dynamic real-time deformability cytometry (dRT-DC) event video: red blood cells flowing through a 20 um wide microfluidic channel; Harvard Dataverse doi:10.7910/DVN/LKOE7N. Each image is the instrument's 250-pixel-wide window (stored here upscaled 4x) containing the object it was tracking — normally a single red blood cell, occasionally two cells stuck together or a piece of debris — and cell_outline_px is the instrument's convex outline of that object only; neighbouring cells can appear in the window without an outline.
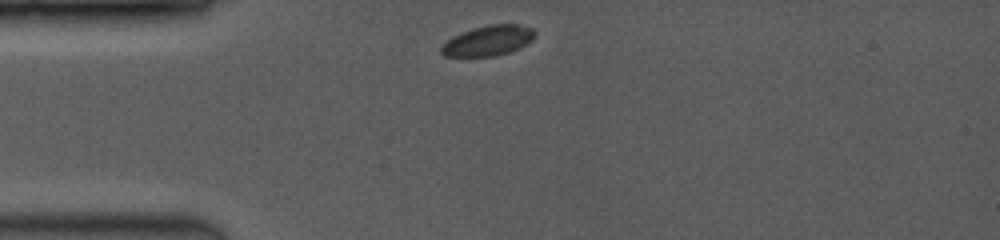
{"species": "common noctule bat (a hibernating species)", "species_latin": "Nyctalus noctula", "temperature_condition": "room temperature", "stored_images_in_passage": 39, "camera_frame_rate_fps": 3500, "um_per_image_px": 0.085, "animal": {"sex": "female", "body_mass_g": 19.0, "forearm_length_mm": 53.3}, "frame": {"image": 1, "passage_image": 1, "time_ms": 0.0, "image_size_px": [1000, 240], "cell_outline_px": [[536, 32], [532, 40], [508, 52], [492, 56], [444, 56], [440, 52], [440, 48], [452, 36], [460, 32], [472, 28], [488, 24], [516, 24], [532, 28]], "centroid_in_image_um": [41.46, 3.44], "position_along_channel_um": 43.5, "area_um2": 16.3}}
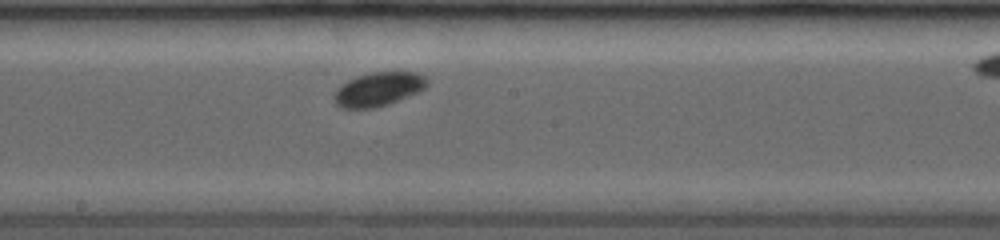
{"frame": {"image": 2, "passage_image": 22, "time_ms": 4.857, "image_size_px": [1000, 240], "cell_outline_px": [[428, 84], [424, 88], [416, 92], [388, 104], [372, 108], [340, 108], [336, 104], [332, 96], [348, 80], [356, 76], [372, 72], [416, 72], [424, 76], [428, 80]], "centroid_in_image_um": [32.15, 7.57], "position_along_channel_um": 216.0, "area_um2": 18.03}}
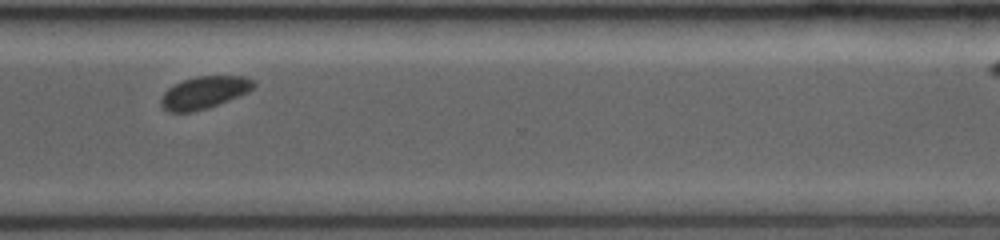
{"frame": {"image": 3, "passage_image": 38, "time_ms": 8.286, "image_size_px": [1000, 240], "cell_outline_px": [[256, 84], [248, 92], [208, 108], [192, 112], [168, 112], [160, 104], [160, 100], [164, 92], [168, 88], [184, 80], [196, 76], [244, 76], [256, 80]], "centroid_in_image_um": [17.37, 7.86], "position_along_channel_um": 353.2, "area_um2": 17.4}}